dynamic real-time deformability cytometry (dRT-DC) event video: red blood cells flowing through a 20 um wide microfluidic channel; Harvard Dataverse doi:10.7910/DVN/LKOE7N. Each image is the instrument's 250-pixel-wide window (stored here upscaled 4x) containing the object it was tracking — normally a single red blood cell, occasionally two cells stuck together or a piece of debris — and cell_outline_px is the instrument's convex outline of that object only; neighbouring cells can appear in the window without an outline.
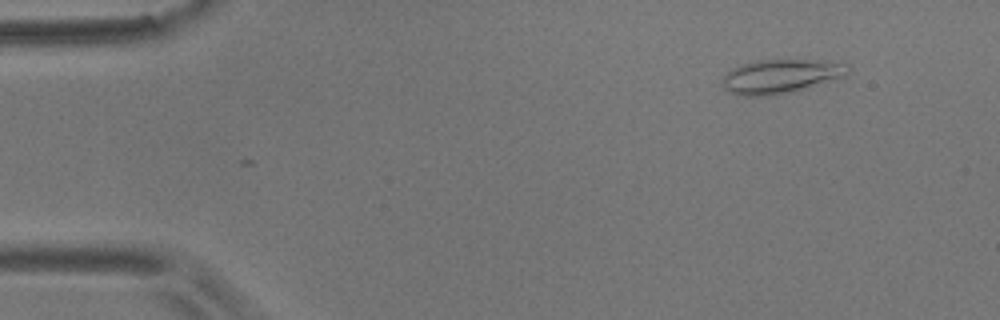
{"species": "common noctule bat (a hibernating species)", "species_latin": "Nyctalus noctula", "temperature_condition": "room temperature", "stored_images_in_passage": 4, "camera_frame_rate_fps": 3000, "um_per_image_px": 0.085, "animal": {"sex": "male", "body_mass_g": 17.9}, "frame": {"image": 1, "passage_image": 4, "time_ms": 1.0, "image_size_px": [1000, 320], "cell_outline_px": [[852, 68], [844, 76], [792, 92], [768, 96], [744, 96], [732, 92], [724, 88], [724, 76], [732, 68], [740, 64], [756, 60], [804, 60], [844, 64]], "centroid_in_image_um": [66.32, 6.49], "position_along_channel_um": 18.7, "area_um2": 24.33}}